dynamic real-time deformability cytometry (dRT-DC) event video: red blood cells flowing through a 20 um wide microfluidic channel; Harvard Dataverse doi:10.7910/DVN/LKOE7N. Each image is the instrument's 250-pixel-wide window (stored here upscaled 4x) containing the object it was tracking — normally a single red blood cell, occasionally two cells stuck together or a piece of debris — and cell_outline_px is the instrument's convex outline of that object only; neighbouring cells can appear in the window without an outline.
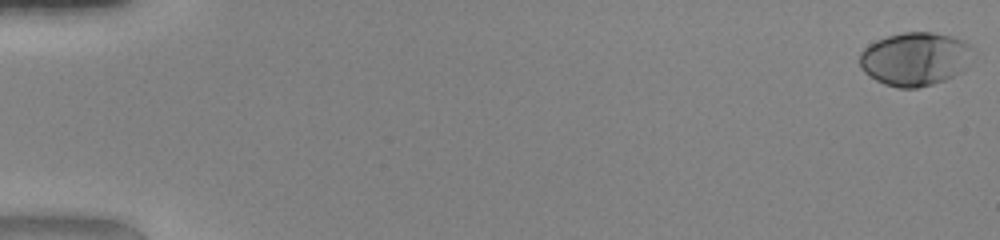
{"species": "human", "species_latin": "Homo sapiens", "temperature_condition": "warm", "stored_images_in_passage": 51, "camera_frame_rate_fps": 3000, "um_per_image_px": 0.085, "donor": {"sex": "female"}, "frame": {"image": 1, "passage_image": 1, "time_ms": 0.0, "image_size_px": [1000, 240], "cell_outline_px": [[972, 48], [968, 68], [964, 72], [944, 80], [932, 84], [916, 88], [900, 88], [884, 84], [868, 76], [860, 68], [860, 52], [864, 48], [876, 40], [888, 36], [904, 32], [932, 32], [952, 36], [964, 40], [972, 44]], "centroid_in_image_um": [77.8, 5.01], "position_along_channel_um": 7.2, "area_um2": 35.66}}
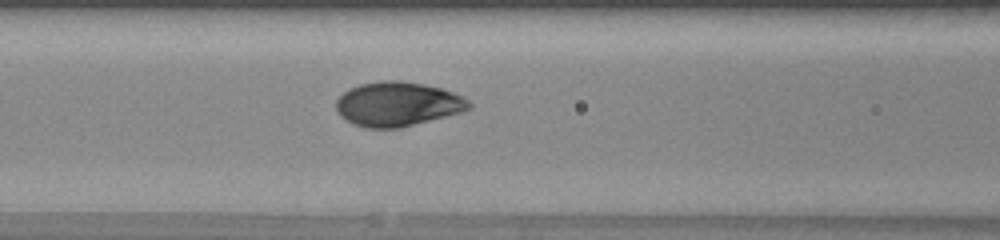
{"frame": {"image": 2, "passage_image": 23, "time_ms": 7.333, "image_size_px": [1000, 240], "cell_outline_px": [[472, 108], [464, 112], [400, 128], [364, 128], [352, 124], [340, 116], [336, 108], [336, 100], [348, 88], [360, 84], [380, 80], [400, 80], [424, 84], [440, 88], [464, 96], [472, 104]], "centroid_in_image_um": [33.81, 8.85], "position_along_channel_um": 132.8, "area_um2": 34.8}}
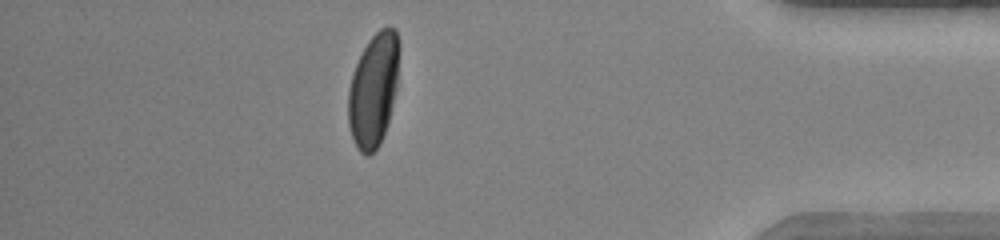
{"frame": {"image": 3, "passage_image": 45, "time_ms": 14.667, "image_size_px": [1000, 240], "cell_outline_px": [[400, 48], [396, 88], [388, 120], [380, 144], [368, 156], [364, 156], [356, 148], [348, 124], [348, 88], [356, 64], [368, 40], [380, 28], [396, 28], [400, 44]], "centroid_in_image_um": [31.74, 7.62], "position_along_channel_um": 403.5, "area_um2": 33.64}, "authors_computed_cell_mechanics": {"area_um2": 34.2754, "velocity_mm_per_s": 4.1809, "shape_relaxation_time_tau1_ms": 2.5728, "shape_relaxation_time_tau2_ms": null, "deformation_change_tau1": 0.1817, "deformation_change_tau2": null}}